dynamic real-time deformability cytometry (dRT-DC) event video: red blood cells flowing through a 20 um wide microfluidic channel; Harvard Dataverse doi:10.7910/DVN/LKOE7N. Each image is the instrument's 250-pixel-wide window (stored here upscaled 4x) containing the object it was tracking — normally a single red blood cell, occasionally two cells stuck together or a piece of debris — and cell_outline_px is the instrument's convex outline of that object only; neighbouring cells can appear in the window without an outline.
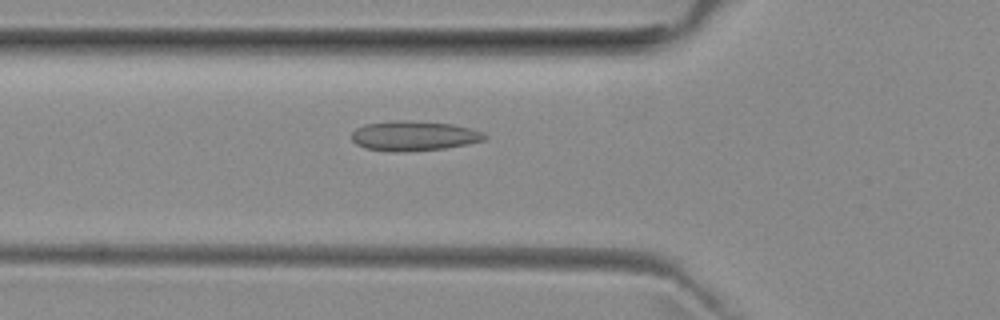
{"species": "common noctule bat (a hibernating species)", "species_latin": "Nyctalus noctula", "temperature_condition": "room temperature", "stored_images_in_passage": 47, "camera_frame_rate_fps": 3000, "um_per_image_px": 0.085, "animal": {"sex": "female", "body_mass_g": 29.2, "forearm_length_mm": 56.3}, "frame": {"image": 1, "passage_image": 18, "time_ms": 5.667, "image_size_px": [1000, 320], "cell_outline_px": [[488, 136], [484, 140], [468, 144], [444, 148], [396, 152], [392, 152], [364, 148], [356, 144], [352, 140], [352, 132], [356, 128], [364, 124], [392, 120], [404, 120], [452, 124], [472, 128], [484, 132]], "centroid_in_image_um": [35.17, 11.54], "position_along_channel_um": 90.6, "area_um2": 23.24}}
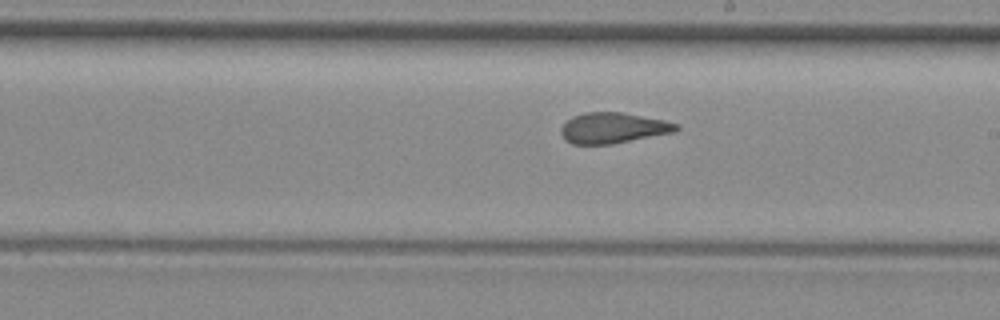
{"frame": {"image": 2, "passage_image": 29, "time_ms": 9.333, "image_size_px": [1000, 320], "cell_outline_px": [[680, 128], [676, 132], [612, 144], [572, 144], [564, 140], [560, 132], [560, 128], [572, 116], [584, 112], [620, 112], [664, 120], [680, 124]], "centroid_in_image_um": [52.12, 10.88], "position_along_channel_um": 236.9, "area_um2": 20.75}}
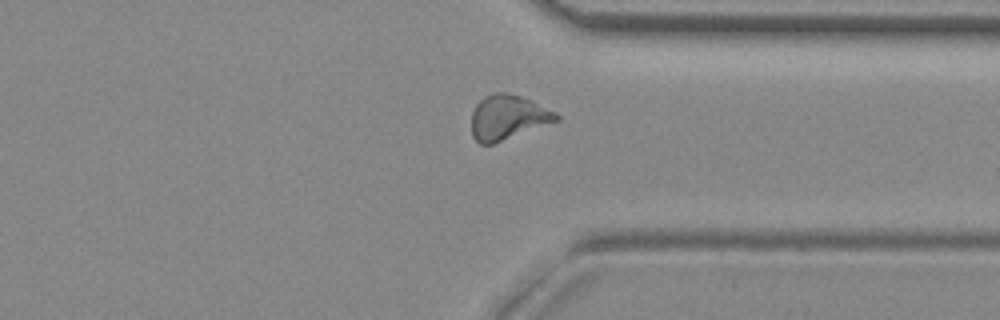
{"frame": {"image": 3, "passage_image": 39, "time_ms": 12.667, "image_size_px": [1000, 320], "cell_outline_px": [[560, 120], [492, 144], [480, 144], [472, 136], [472, 112], [476, 104], [484, 96], [496, 92], [504, 92], [520, 96], [532, 100], [556, 112], [560, 116]], "centroid_in_image_um": [43.17, 9.97], "position_along_channel_um": 368.2, "area_um2": 22.02}, "authors_computed_cell_mechanics": {"area_um2": 21.5594, "velocity_mm_per_s": 3.9853, "shape_relaxation_time_tau1_ms": null, "shape_relaxation_time_tau2_ms": 1.1836, "deformation_change_tau1": null, "deformation_change_tau2": 0.0664}}